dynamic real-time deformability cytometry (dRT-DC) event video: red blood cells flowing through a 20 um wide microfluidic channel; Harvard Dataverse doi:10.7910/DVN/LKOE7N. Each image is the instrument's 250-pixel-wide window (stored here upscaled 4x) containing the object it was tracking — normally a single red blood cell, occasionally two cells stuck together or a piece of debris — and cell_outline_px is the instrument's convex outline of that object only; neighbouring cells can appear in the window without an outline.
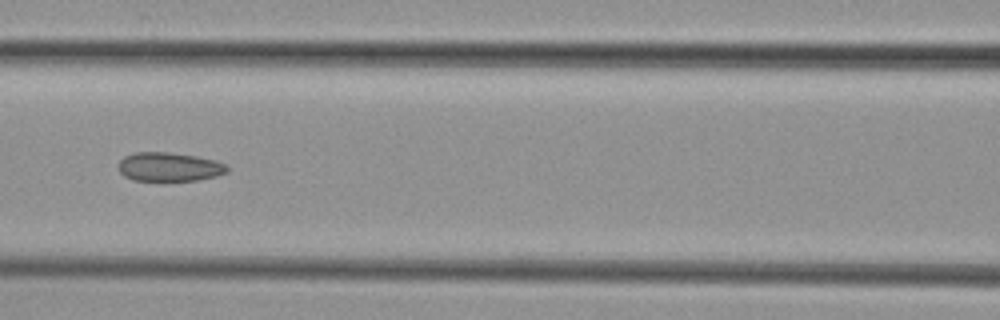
{"species": "common noctule bat (a hibernating species)", "species_latin": "Nyctalus noctula", "temperature_condition": "cold", "stored_images_in_passage": 9, "camera_frame_rate_fps": 3000, "um_per_image_px": 0.085, "animal": {"sex": "female", "body_mass_g": 29.2, "forearm_length_mm": 56.3}, "frame": {"image": 1, "passage_image": 6, "time_ms": 6.0, "image_size_px": [1000, 320], "cell_outline_px": [[228, 172], [216, 176], [196, 180], [132, 180], [124, 176], [120, 172], [120, 160], [124, 156], [136, 152], [168, 152], [196, 156], [216, 160], [224, 164], [228, 168]], "centroid_in_image_um": [14.39, 14.18], "position_along_channel_um": 152.2, "area_um2": 18.15}}
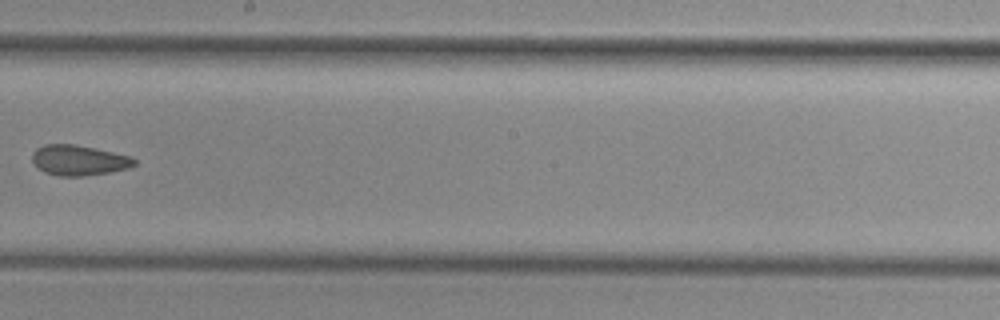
{"frame": {"image": 2, "passage_image": 8, "time_ms": 8.333, "image_size_px": [1000, 320], "cell_outline_px": [[136, 164], [128, 168], [108, 172], [84, 176], [60, 176], [44, 172], [36, 168], [32, 160], [32, 152], [36, 148], [44, 144], [72, 144], [132, 156], [136, 160]], "centroid_in_image_um": [6.66, 13.62], "position_along_channel_um": 241.5, "area_um2": 18.03}}
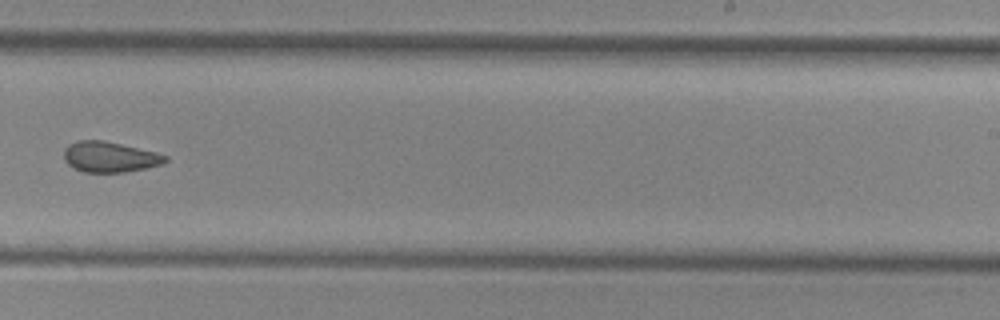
{"frame": {"image": 3, "passage_image": 9, "time_ms": 9.333, "image_size_px": [1000, 320], "cell_outline_px": [[168, 160], [160, 164], [144, 168], [124, 172], [84, 172], [68, 164], [64, 160], [64, 148], [68, 144], [80, 140], [104, 140], [156, 152], [168, 156]], "centroid_in_image_um": [9.31, 13.33], "position_along_channel_um": 279.7, "area_um2": 17.92}}